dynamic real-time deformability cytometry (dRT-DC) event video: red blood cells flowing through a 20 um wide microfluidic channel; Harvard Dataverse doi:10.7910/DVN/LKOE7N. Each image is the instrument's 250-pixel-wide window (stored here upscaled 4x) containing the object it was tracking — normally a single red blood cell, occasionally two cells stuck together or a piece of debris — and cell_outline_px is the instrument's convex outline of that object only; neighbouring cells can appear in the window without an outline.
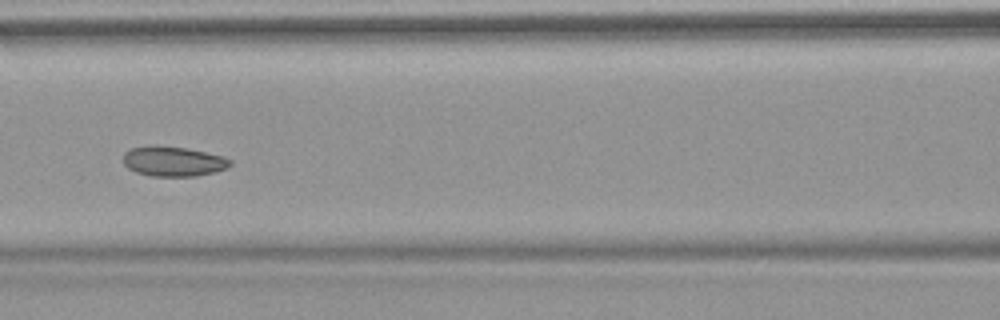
{"species": "common noctule bat (a hibernating species)", "species_latin": "Nyctalus noctula", "temperature_condition": "warm", "stored_images_in_passage": 8, "camera_frame_rate_fps": 3000, "um_per_image_px": 0.085, "animal": {"sex": "female", "body_mass_g": 18.4}, "frame": {"image": 1, "passage_image": 6, "time_ms": 7.667, "image_size_px": [1000, 320], "cell_outline_px": [[232, 164], [228, 168], [216, 172], [196, 176], [152, 176], [136, 172], [128, 168], [124, 164], [124, 152], [132, 148], [152, 144], [184, 148], [224, 156], [232, 160]], "centroid_in_image_um": [14.74, 13.71], "position_along_channel_um": 151.9, "area_um2": 18.79}}